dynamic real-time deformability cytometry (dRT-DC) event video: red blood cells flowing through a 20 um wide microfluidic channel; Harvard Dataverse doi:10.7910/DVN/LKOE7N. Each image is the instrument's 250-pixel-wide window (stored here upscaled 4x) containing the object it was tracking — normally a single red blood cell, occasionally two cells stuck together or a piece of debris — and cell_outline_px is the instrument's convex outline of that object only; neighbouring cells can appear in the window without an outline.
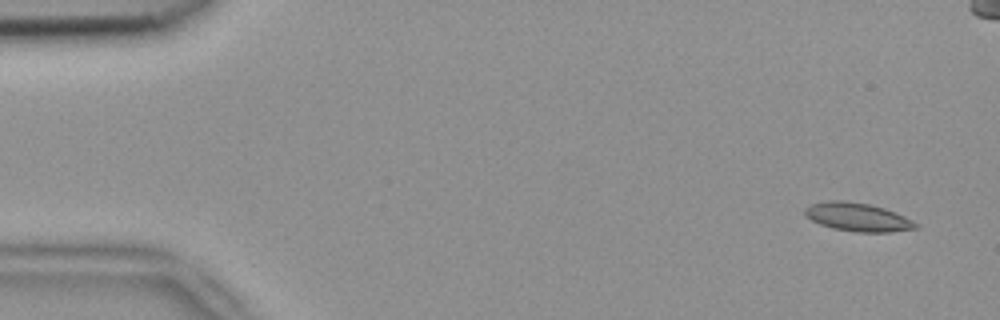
{"species": "common noctule bat (a hibernating species)", "species_latin": "Nyctalus noctula", "temperature_condition": "room temperature", "stored_images_in_passage": 5, "camera_frame_rate_fps": 3000, "um_per_image_px": 0.085, "animal": {"sex": "female", "body_mass_g": 18.4}, "frame": {"image": 1, "passage_image": 1, "time_ms": 0.0, "image_size_px": [1000, 320], "cell_outline_px": [[920, 228], [888, 232], [856, 232], [832, 228], [820, 224], [812, 220], [804, 212], [804, 208], [808, 204], [828, 200], [844, 200], [868, 204], [884, 208], [904, 216], [920, 224]], "centroid_in_image_um": [72.91, 18.45], "position_along_channel_um": 12.1, "area_um2": 18.44}}